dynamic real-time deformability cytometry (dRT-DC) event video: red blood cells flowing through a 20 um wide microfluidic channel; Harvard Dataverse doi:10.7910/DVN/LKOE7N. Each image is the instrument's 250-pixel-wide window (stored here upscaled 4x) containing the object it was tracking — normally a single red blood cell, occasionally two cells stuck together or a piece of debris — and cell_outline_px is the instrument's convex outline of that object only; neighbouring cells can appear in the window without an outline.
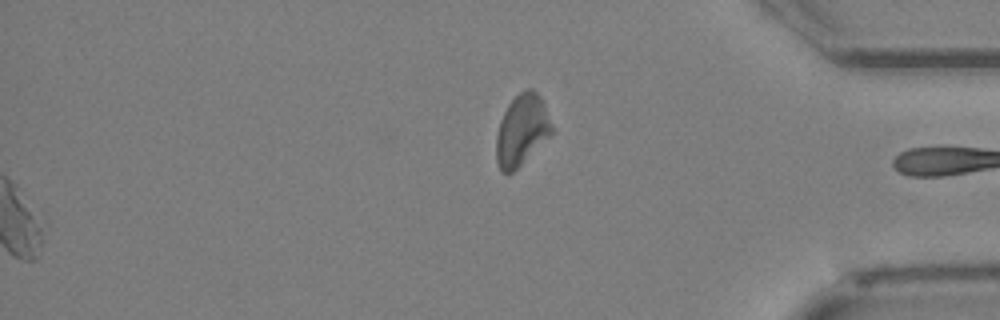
{"species": "Egyptian fruit bat (a non-hibernating species)", "species_latin": "Rousettus aegyptiacus", "temperature_condition": "cold", "stored_images_in_passage": 31, "segment_of_instrument_passage": [2, 2], "camera_frame_rate_fps": 3000, "um_per_image_px": 0.085, "animal": {"sex": "female"}, "frame": {"image": 1, "passage_image": 31, "time_ms": 10.0, "image_size_px": [1000, 320], "cell_outline_px": [[552, 132], [512, 172], [500, 172], [496, 164], [496, 136], [500, 120], [508, 104], [520, 92], [528, 88], [532, 88], [540, 96], [544, 104], [552, 124]], "centroid_in_image_um": [44.32, 11.04], "position_along_channel_um": 390.9, "area_um2": 22.48}}